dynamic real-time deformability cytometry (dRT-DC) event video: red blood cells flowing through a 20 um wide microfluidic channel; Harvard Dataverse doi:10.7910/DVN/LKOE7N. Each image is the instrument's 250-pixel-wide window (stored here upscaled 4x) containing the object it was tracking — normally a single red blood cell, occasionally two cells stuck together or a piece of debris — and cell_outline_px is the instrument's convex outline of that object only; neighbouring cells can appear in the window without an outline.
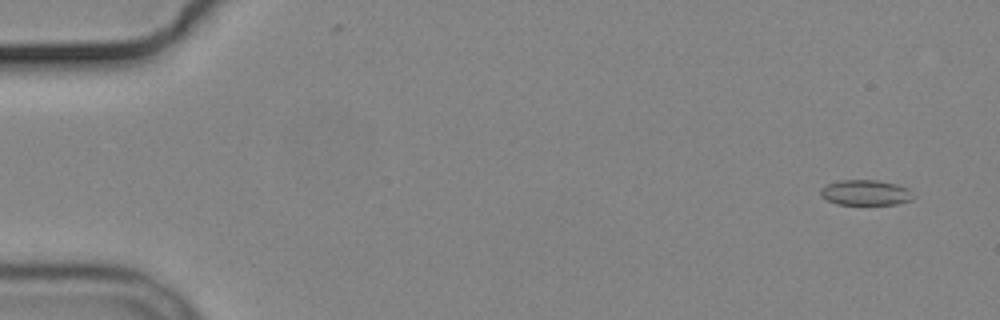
{"species": "common noctule bat (a hibernating species)", "species_latin": "Nyctalus noctula", "temperature_condition": "cold", "stored_images_in_passage": 56, "camera_frame_rate_fps": 3000, "um_per_image_px": 0.085, "animal": {"sex": "male", "body_mass_g": 19.2, "forearm_length_mm": 51.8}, "frame": {"image": 1, "passage_image": 3, "time_ms": 0.667, "image_size_px": [1000, 320], "cell_outline_px": [[916, 196], [912, 200], [896, 204], [836, 204], [820, 196], [820, 188], [828, 184], [840, 180], [876, 180], [896, 184], [908, 188]], "centroid_in_image_um": [73.59, 16.37], "position_along_channel_um": 11.4, "area_um2": 13.76}}
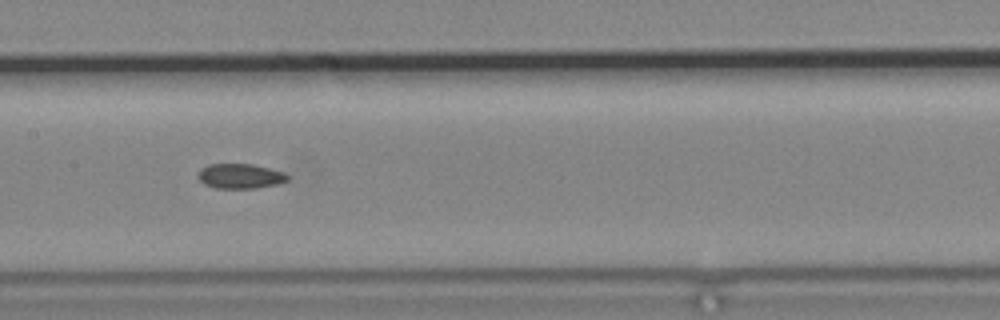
{"frame": {"image": 2, "passage_image": 28, "time_ms": 9.0, "image_size_px": [1000, 320], "cell_outline_px": [[288, 180], [276, 184], [256, 188], [216, 188], [204, 184], [196, 176], [200, 168], [208, 164], [252, 164], [284, 172], [288, 176]], "centroid_in_image_um": [20.37, 14.96], "position_along_channel_um": 187.0, "area_um2": 12.95}}
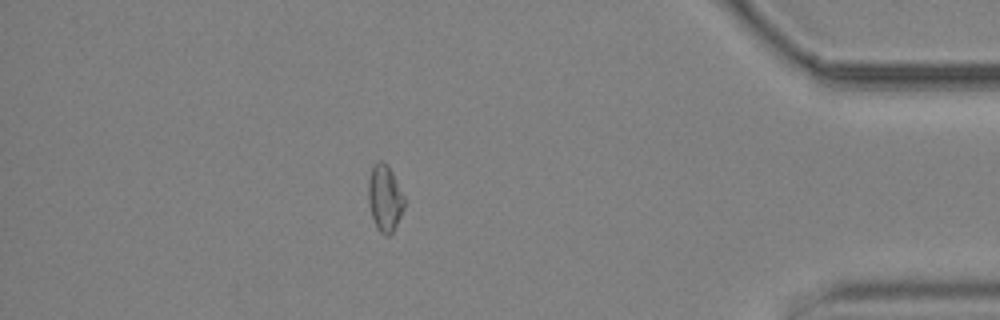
{"frame": {"image": 3, "passage_image": 49, "time_ms": 16.0, "image_size_px": [1000, 320], "cell_outline_px": [[404, 208], [392, 232], [388, 236], [384, 236], [376, 228], [368, 204], [368, 180], [372, 164], [376, 160], [380, 160], [392, 172], [404, 196]], "centroid_in_image_um": [32.68, 16.84], "position_along_channel_um": 402.5, "area_um2": 13.93}, "authors_computed_cell_mechanics": {"area_um2": 13.6697, "velocity_mm_per_s": 3.6842, "shape_relaxation_time_tau1_ms": null, "shape_relaxation_time_tau2_ms": 4.3005, "deformation_change_tau1": null, "deformation_change_tau2": 0.0805}}